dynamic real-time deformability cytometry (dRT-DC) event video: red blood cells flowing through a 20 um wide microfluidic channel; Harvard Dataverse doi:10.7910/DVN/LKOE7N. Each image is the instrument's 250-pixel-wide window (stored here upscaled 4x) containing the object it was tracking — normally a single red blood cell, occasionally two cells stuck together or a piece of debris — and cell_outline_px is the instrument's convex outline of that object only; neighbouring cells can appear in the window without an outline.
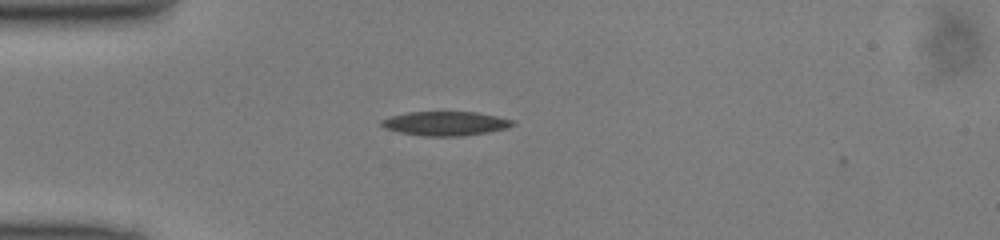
{"species": "common noctule bat (a hibernating species)", "species_latin": "Nyctalus noctula", "temperature_condition": "cold", "stored_images_in_passage": 41, "camera_frame_rate_fps": 3000, "um_per_image_px": 0.085, "animal": {"sex": "male", "body_mass_g": 13.0, "forearm_length_mm": 53.1}, "frame": {"image": 1, "passage_image": 5, "time_ms": 1.333, "image_size_px": [1000, 240], "cell_outline_px": [[516, 124], [508, 128], [488, 132], [460, 136], [424, 136], [400, 132], [384, 128], [380, 124], [380, 120], [392, 116], [408, 112], [476, 112], [516, 120]], "centroid_in_image_um": [37.89, 10.49], "position_along_channel_um": 47.1, "area_um2": 18.5}}
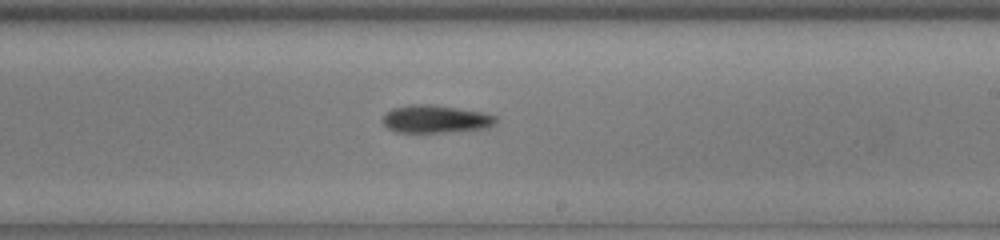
{"frame": {"image": 2, "passage_image": 21, "time_ms": 6.667, "image_size_px": [1000, 240], "cell_outline_px": [[496, 124], [488, 128], [444, 132], [396, 132], [388, 128], [384, 124], [384, 116], [392, 108], [412, 104], [432, 104], [484, 112], [496, 116]], "centroid_in_image_um": [37.07, 10.11], "position_along_channel_um": 251.9, "area_um2": 18.26}}
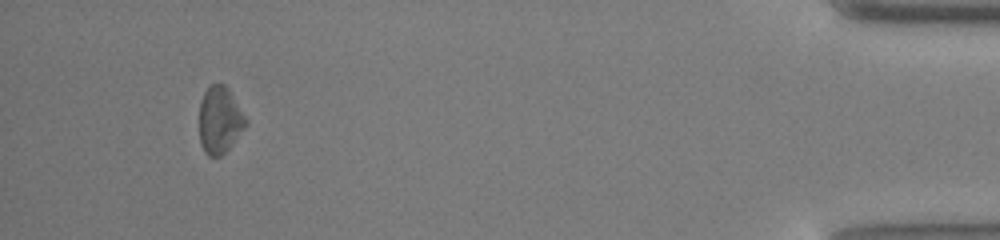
{"frame": {"image": 3, "passage_image": 38, "time_ms": 12.333, "image_size_px": [1000, 240], "cell_outline_px": [[248, 124], [232, 144], [220, 156], [208, 156], [204, 152], [200, 144], [200, 100], [204, 92], [212, 84], [220, 80], [228, 88], [248, 120]], "centroid_in_image_um": [18.68, 10.18], "position_along_channel_um": 416.5, "area_um2": 18.26}}